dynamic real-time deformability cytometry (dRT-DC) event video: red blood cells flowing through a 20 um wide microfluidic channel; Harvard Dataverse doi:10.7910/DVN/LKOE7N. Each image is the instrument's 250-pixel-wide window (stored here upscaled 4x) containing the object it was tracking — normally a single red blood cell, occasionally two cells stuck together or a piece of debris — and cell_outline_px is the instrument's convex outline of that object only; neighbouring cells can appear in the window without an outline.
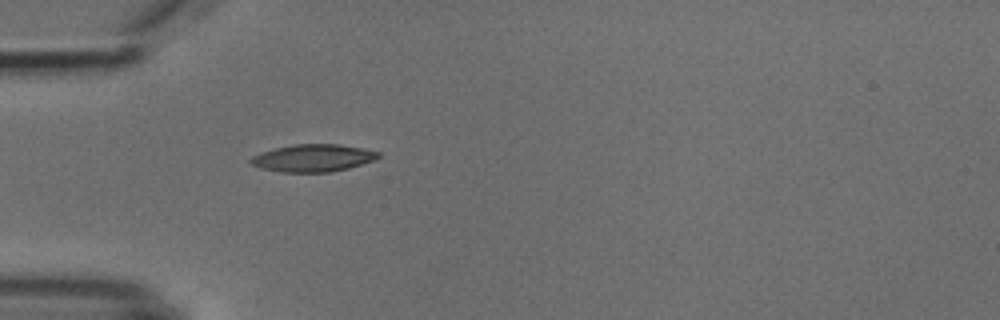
{"species": "common noctule bat (a hibernating species)", "species_latin": "Nyctalus noctula", "temperature_condition": "cold", "stored_images_in_passage": 2, "camera_frame_rate_fps": 3000, "um_per_image_px": 0.085, "animal": {"sex": "male", "body_mass_g": 18.8}, "frame": {"image": 1, "passage_image": 2, "time_ms": 1.0, "image_size_px": [1000, 320], "cell_outline_px": [[380, 156], [376, 160], [348, 168], [328, 172], [280, 172], [260, 168], [252, 164], [248, 160], [252, 156], [276, 148], [292, 144], [336, 144], [360, 148], [380, 152]], "centroid_in_image_um": [26.61, 13.43], "position_along_channel_um": 58.4, "area_um2": 20.23}}